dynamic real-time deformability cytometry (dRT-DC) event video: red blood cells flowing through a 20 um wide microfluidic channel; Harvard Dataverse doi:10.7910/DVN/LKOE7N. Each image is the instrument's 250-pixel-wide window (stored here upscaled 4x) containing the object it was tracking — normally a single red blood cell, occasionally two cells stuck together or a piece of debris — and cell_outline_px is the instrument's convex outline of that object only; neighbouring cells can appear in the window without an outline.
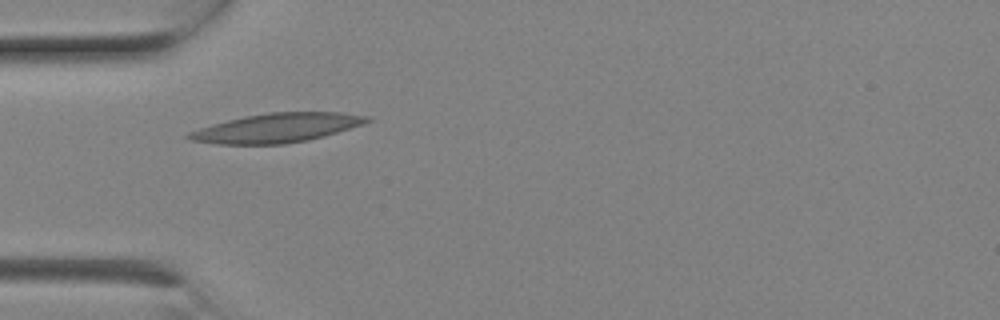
{"species": "Egyptian fruit bat (a non-hibernating species)", "species_latin": "Rousettus aegyptiacus", "temperature_condition": "room temperature", "stored_images_in_passage": 2, "camera_frame_rate_fps": 3000, "um_per_image_px": 0.085, "animal": {"sex": "female"}, "frame": {"image": 1, "passage_image": 1, "time_ms": 0.0, "image_size_px": [1000, 320], "cell_outline_px": [[372, 120], [364, 124], [324, 136], [308, 140], [284, 144], [216, 144], [192, 140], [184, 136], [188, 132], [212, 124], [244, 116], [268, 112], [340, 112], [372, 116]], "centroid_in_image_um": [23.56, 10.86], "position_along_channel_um": 61.4, "area_um2": 30.35}}
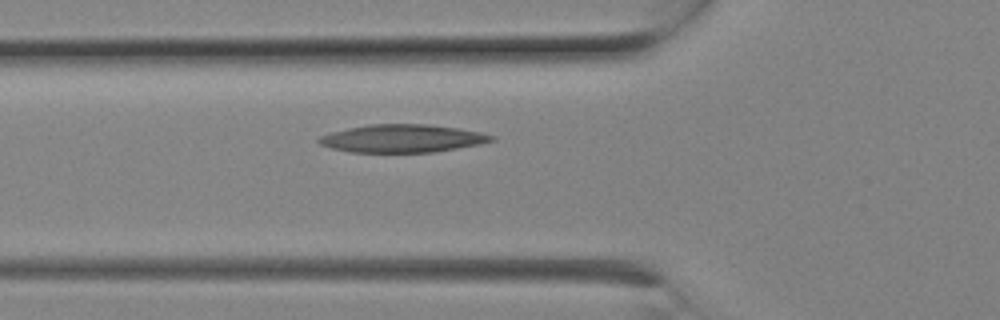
{"frame": {"image": 2, "passage_image": 2, "time_ms": 0.333, "image_size_px": [1000, 320], "cell_outline_px": [[496, 140], [480, 144], [432, 152], [352, 152], [332, 148], [320, 144], [316, 140], [320, 136], [332, 132], [348, 128], [368, 124], [428, 124], [456, 128], [480, 132], [496, 136]], "centroid_in_image_um": [34.21, 11.76], "position_along_channel_um": 91.6, "area_um2": 27.92}}